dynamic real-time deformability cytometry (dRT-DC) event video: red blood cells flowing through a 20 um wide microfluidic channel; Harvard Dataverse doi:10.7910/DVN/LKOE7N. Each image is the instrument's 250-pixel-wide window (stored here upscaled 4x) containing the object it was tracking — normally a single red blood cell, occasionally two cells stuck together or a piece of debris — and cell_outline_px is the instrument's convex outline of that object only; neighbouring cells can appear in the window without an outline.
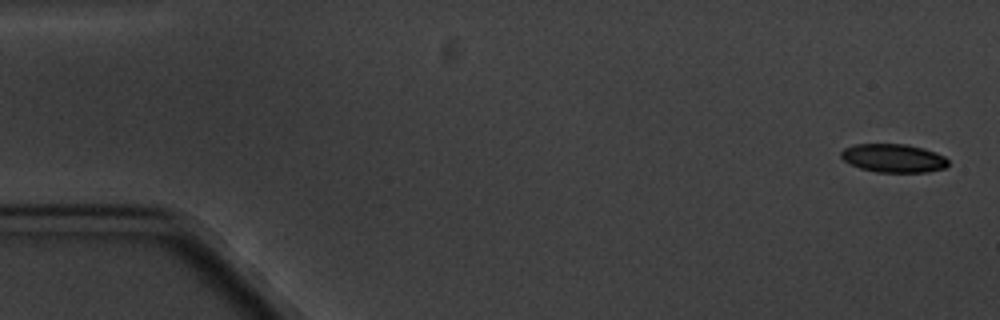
{"species": "common noctule bat (a hibernating species)", "species_latin": "Nyctalus noctula", "temperature_condition": "cold", "stored_images_in_passage": 6, "camera_frame_rate_fps": 3000, "um_per_image_px": 0.085, "animal": {"sex": "male", "body_mass_g": 20.1, "forearm_length_mm": 53.5}, "frame": {"image": 1, "passage_image": 1, "time_ms": 0.0, "image_size_px": [1000, 320], "cell_outline_px": [[948, 164], [944, 168], [928, 172], [876, 172], [860, 168], [848, 164], [840, 156], [840, 152], [844, 148], [856, 144], [908, 144], [924, 148], [936, 152], [944, 156], [948, 160]], "centroid_in_image_um": [75.93, 13.44], "position_along_channel_um": 9.1, "area_um2": 17.92}}
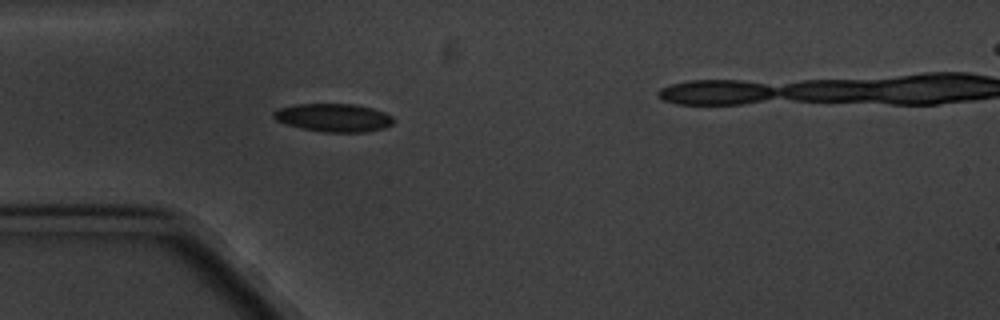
{"frame": {"image": 2, "passage_image": 5, "time_ms": 5.0, "image_size_px": [1000, 320], "cell_outline_px": [[392, 124], [384, 128], [364, 132], [324, 132], [300, 128], [276, 120], [272, 116], [272, 112], [280, 108], [296, 104], [356, 104], [372, 108], [384, 112], [392, 116]], "centroid_in_image_um": [28.34, 10.0], "position_along_channel_um": 56.7, "area_um2": 19.59}}